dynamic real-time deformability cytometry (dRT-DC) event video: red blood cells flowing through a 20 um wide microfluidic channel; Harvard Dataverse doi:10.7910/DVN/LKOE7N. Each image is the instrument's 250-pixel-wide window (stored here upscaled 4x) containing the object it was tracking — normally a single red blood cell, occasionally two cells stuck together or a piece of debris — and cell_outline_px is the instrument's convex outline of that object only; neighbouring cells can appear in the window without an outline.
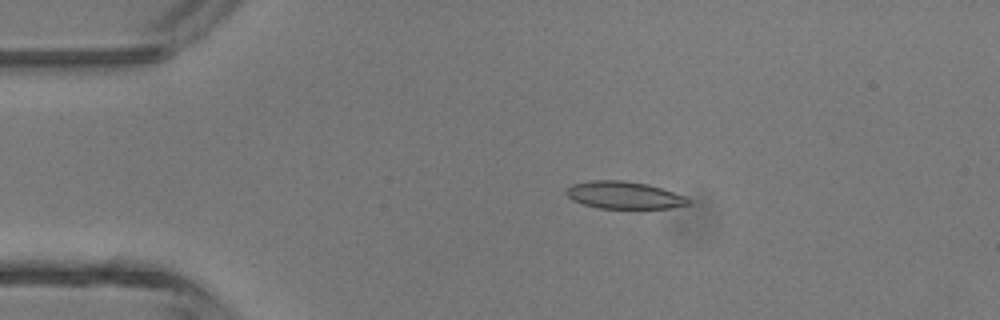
{"species": "common noctule bat (a hibernating species)", "species_latin": "Nyctalus noctula", "temperature_condition": "room temperature", "stored_images_in_passage": 37, "camera_frame_rate_fps": 3000, "um_per_image_px": 0.085, "animal": {"sex": "male", "body_mass_g": 13.3}, "frame": {"image": 1, "passage_image": 1, "time_ms": 0.0, "image_size_px": [1000, 320], "cell_outline_px": [[692, 200], [688, 204], [672, 208], [600, 208], [584, 204], [572, 200], [564, 192], [564, 188], [572, 184], [592, 180], [624, 180], [648, 184], [684, 196]], "centroid_in_image_um": [53.0, 16.58], "position_along_channel_um": 32.0, "area_um2": 19.42}}
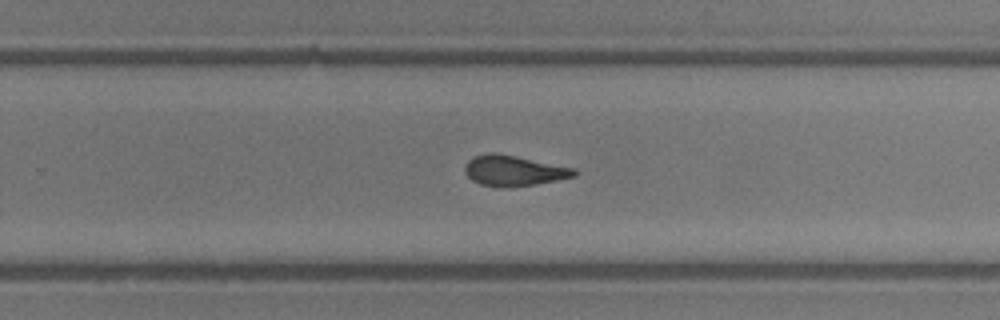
{"frame": {"image": 2, "passage_image": 21, "time_ms": 6.667, "image_size_px": [1000, 320], "cell_outline_px": [[576, 176], [536, 184], [504, 188], [480, 184], [472, 180], [464, 172], [464, 164], [468, 160], [476, 156], [492, 152], [496, 152], [576, 168]], "centroid_in_image_um": [43.66, 14.51], "position_along_channel_um": 286.1, "area_um2": 19.48}}
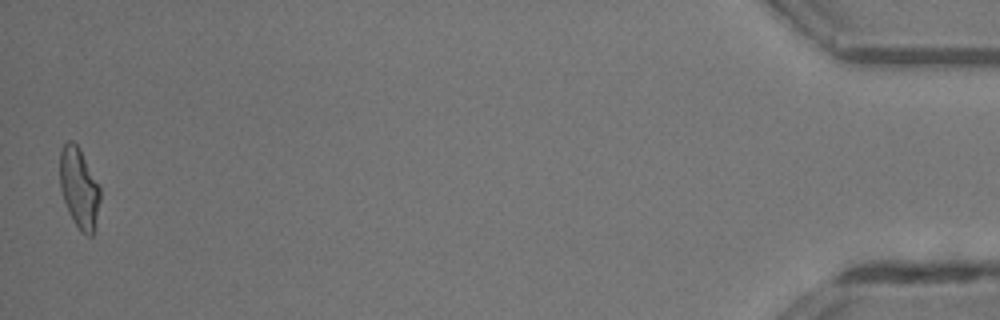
{"frame": {"image": 3, "passage_image": 37, "time_ms": 12.0, "image_size_px": [1000, 320], "cell_outline_px": [[100, 200], [92, 236], [88, 236], [80, 232], [68, 212], [60, 188], [60, 152], [64, 144], [68, 140], [72, 140], [80, 148], [100, 184]], "centroid_in_image_um": [6.73, 15.96], "position_along_channel_um": 428.5, "area_um2": 19.02}, "authors_computed_cell_mechanics": {"area_um2": 19.4786, "velocity_mm_per_s": 4.5253, "shape_relaxation_time_tau1_ms": null, "shape_relaxation_time_tau2_ms": 1.7063, "deformation_change_tau1": null, "deformation_change_tau2": 0.0932}}